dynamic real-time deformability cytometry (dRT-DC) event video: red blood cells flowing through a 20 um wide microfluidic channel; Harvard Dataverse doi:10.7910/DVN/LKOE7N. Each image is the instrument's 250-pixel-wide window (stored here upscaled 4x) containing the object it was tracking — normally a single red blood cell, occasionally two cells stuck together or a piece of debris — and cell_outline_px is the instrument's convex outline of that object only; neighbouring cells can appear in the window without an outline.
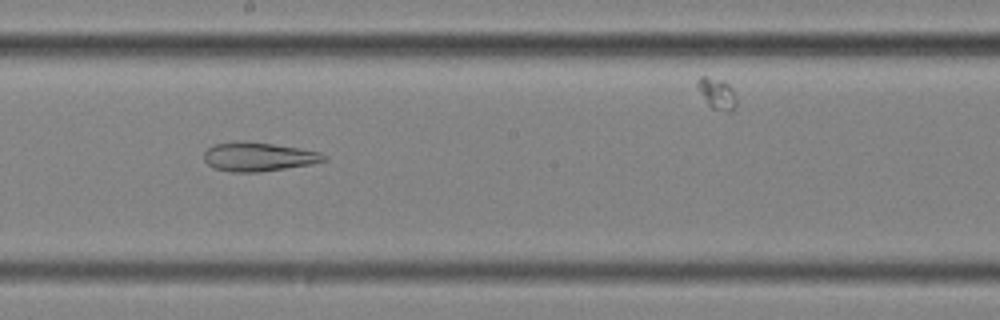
{"species": "common noctule bat (a hibernating species)", "species_latin": "Nyctalus noctula", "temperature_condition": "cold", "stored_images_in_passage": 57, "camera_frame_rate_fps": 3000, "um_per_image_px": 0.085, "animal": {"sex": "female", "body_mass_g": 25.1}, "frame": {"image": 1, "passage_image": 33, "time_ms": 10.667, "image_size_px": [1000, 320], "cell_outline_px": [[328, 160], [312, 164], [260, 172], [232, 172], [216, 168], [208, 164], [204, 160], [204, 152], [212, 144], [236, 140], [244, 140], [272, 144], [320, 152], [328, 156]], "centroid_in_image_um": [21.96, 13.31], "position_along_channel_um": 226.2, "area_um2": 20.35}}
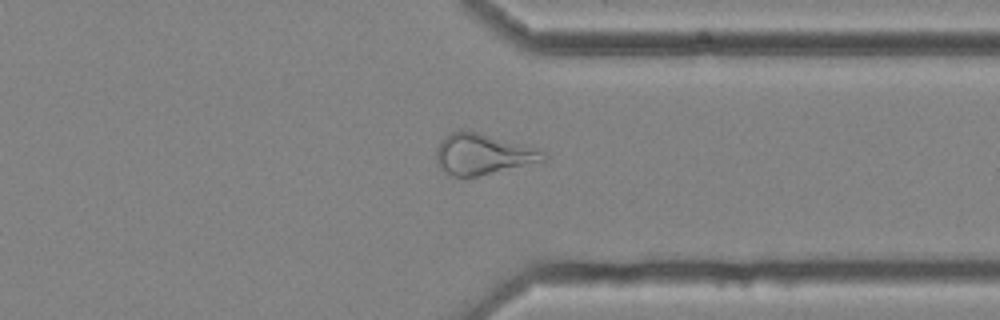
{"frame": {"image": 2, "passage_image": 45, "time_ms": 14.667, "image_size_px": [1000, 320], "cell_outline_px": [[548, 156], [544, 164], [464, 180], [452, 176], [440, 168], [436, 164], [436, 148], [440, 140], [452, 132], [460, 128], [480, 132], [548, 152]], "centroid_in_image_um": [41.11, 13.17], "position_along_channel_um": 370.3, "area_um2": 27.17}}
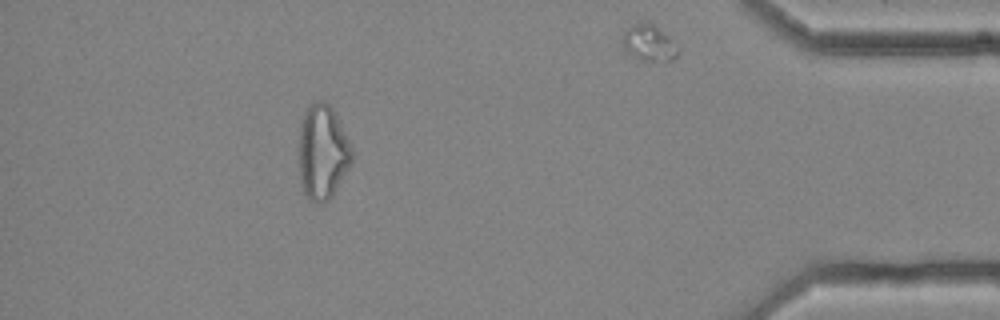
{"frame": {"image": 3, "passage_image": 52, "time_ms": 17.0, "image_size_px": [1000, 320], "cell_outline_px": [[352, 160], [348, 168], [332, 196], [328, 200], [320, 204], [316, 204], [308, 200], [300, 184], [300, 124], [304, 112], [316, 100], [324, 100], [332, 108], [352, 148]], "centroid_in_image_um": [27.4, 12.96], "position_along_channel_um": 407.8, "area_um2": 28.96}, "authors_computed_cell_mechanics": {"area_um2": 28.2064, "velocity_mm_per_s": 3.6037, "shape_relaxation_time_tau1_ms": null, "shape_relaxation_time_tau2_ms": 3.9346, "deformation_change_tau1": null, "deformation_change_tau2": 0.1414}}